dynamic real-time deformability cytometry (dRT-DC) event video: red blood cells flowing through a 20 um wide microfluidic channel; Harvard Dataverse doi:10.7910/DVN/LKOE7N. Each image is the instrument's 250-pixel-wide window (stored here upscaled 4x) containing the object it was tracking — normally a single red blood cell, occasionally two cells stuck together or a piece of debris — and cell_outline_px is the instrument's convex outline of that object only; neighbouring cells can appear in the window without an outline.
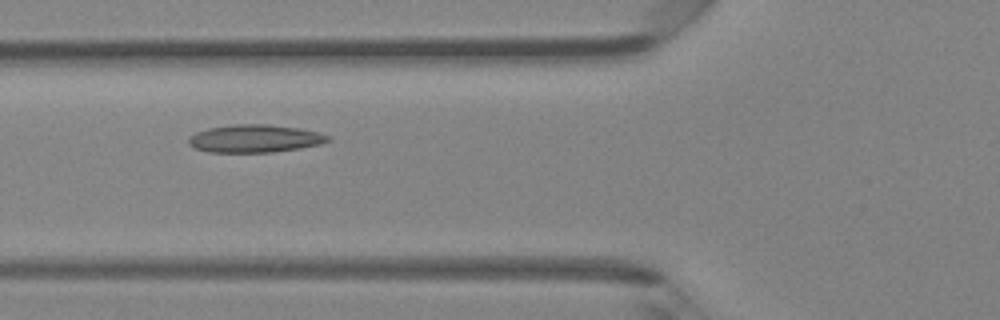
{"species": "Egyptian fruit bat (a non-hibernating species)", "species_latin": "Rousettus aegyptiacus", "temperature_condition": "room temperature", "stored_images_in_passage": 6, "camera_frame_rate_fps": 3000, "um_per_image_px": 0.085, "animal": {"sex": "female"}, "frame": {"image": 1, "passage_image": 6, "time_ms": 1.667, "image_size_px": [1000, 320], "cell_outline_px": [[332, 140], [320, 144], [300, 148], [272, 152], [208, 152], [196, 148], [188, 144], [188, 136], [196, 132], [208, 128], [236, 124], [268, 124], [300, 128], [320, 132], [328, 136]], "centroid_in_image_um": [21.66, 11.77], "position_along_channel_um": 104.1, "area_um2": 22.66}}